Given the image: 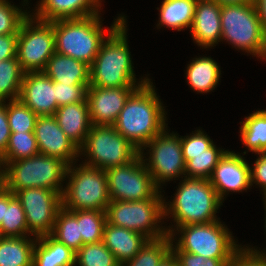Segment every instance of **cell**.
<instances>
[{"instance_id":"6","label":"cell","mask_w":266,"mask_h":266,"mask_svg":"<svg viewBox=\"0 0 266 266\" xmlns=\"http://www.w3.org/2000/svg\"><path fill=\"white\" fill-rule=\"evenodd\" d=\"M232 235L220 220L179 226L170 234L171 251H185L213 259H231L243 247Z\"/></svg>"},{"instance_id":"29","label":"cell","mask_w":266,"mask_h":266,"mask_svg":"<svg viewBox=\"0 0 266 266\" xmlns=\"http://www.w3.org/2000/svg\"><path fill=\"white\" fill-rule=\"evenodd\" d=\"M227 151L213 144L206 152L183 153L185 177L209 180L214 168Z\"/></svg>"},{"instance_id":"17","label":"cell","mask_w":266,"mask_h":266,"mask_svg":"<svg viewBox=\"0 0 266 266\" xmlns=\"http://www.w3.org/2000/svg\"><path fill=\"white\" fill-rule=\"evenodd\" d=\"M137 88L89 86L86 101L92 125L113 126L127 99Z\"/></svg>"},{"instance_id":"31","label":"cell","mask_w":266,"mask_h":266,"mask_svg":"<svg viewBox=\"0 0 266 266\" xmlns=\"http://www.w3.org/2000/svg\"><path fill=\"white\" fill-rule=\"evenodd\" d=\"M50 235L76 253L82 246L77 211H68L62 207L57 213Z\"/></svg>"},{"instance_id":"32","label":"cell","mask_w":266,"mask_h":266,"mask_svg":"<svg viewBox=\"0 0 266 266\" xmlns=\"http://www.w3.org/2000/svg\"><path fill=\"white\" fill-rule=\"evenodd\" d=\"M24 74L17 58L0 60V102L19 99Z\"/></svg>"},{"instance_id":"7","label":"cell","mask_w":266,"mask_h":266,"mask_svg":"<svg viewBox=\"0 0 266 266\" xmlns=\"http://www.w3.org/2000/svg\"><path fill=\"white\" fill-rule=\"evenodd\" d=\"M221 42L266 61V30L254 2L221 5Z\"/></svg>"},{"instance_id":"41","label":"cell","mask_w":266,"mask_h":266,"mask_svg":"<svg viewBox=\"0 0 266 266\" xmlns=\"http://www.w3.org/2000/svg\"><path fill=\"white\" fill-rule=\"evenodd\" d=\"M178 266H227L230 259H213L185 251H171Z\"/></svg>"},{"instance_id":"39","label":"cell","mask_w":266,"mask_h":266,"mask_svg":"<svg viewBox=\"0 0 266 266\" xmlns=\"http://www.w3.org/2000/svg\"><path fill=\"white\" fill-rule=\"evenodd\" d=\"M89 85H70L55 82L57 106L86 101Z\"/></svg>"},{"instance_id":"13","label":"cell","mask_w":266,"mask_h":266,"mask_svg":"<svg viewBox=\"0 0 266 266\" xmlns=\"http://www.w3.org/2000/svg\"><path fill=\"white\" fill-rule=\"evenodd\" d=\"M105 173L111 201L151 199L160 191L140 155L128 164L105 170Z\"/></svg>"},{"instance_id":"18","label":"cell","mask_w":266,"mask_h":266,"mask_svg":"<svg viewBox=\"0 0 266 266\" xmlns=\"http://www.w3.org/2000/svg\"><path fill=\"white\" fill-rule=\"evenodd\" d=\"M19 99L38 116L54 115L58 108L55 82L43 71L24 74Z\"/></svg>"},{"instance_id":"20","label":"cell","mask_w":266,"mask_h":266,"mask_svg":"<svg viewBox=\"0 0 266 266\" xmlns=\"http://www.w3.org/2000/svg\"><path fill=\"white\" fill-rule=\"evenodd\" d=\"M101 0H40L31 14L42 21L83 18L99 14Z\"/></svg>"},{"instance_id":"2","label":"cell","mask_w":266,"mask_h":266,"mask_svg":"<svg viewBox=\"0 0 266 266\" xmlns=\"http://www.w3.org/2000/svg\"><path fill=\"white\" fill-rule=\"evenodd\" d=\"M127 31L125 18L102 42L94 62L90 65L89 86L140 87L150 80L148 76L139 78L138 81L136 79Z\"/></svg>"},{"instance_id":"8","label":"cell","mask_w":266,"mask_h":266,"mask_svg":"<svg viewBox=\"0 0 266 266\" xmlns=\"http://www.w3.org/2000/svg\"><path fill=\"white\" fill-rule=\"evenodd\" d=\"M77 165V166H76ZM68 182L62 193V207L68 211H105L110 203L107 176L104 170L77 164L66 170Z\"/></svg>"},{"instance_id":"46","label":"cell","mask_w":266,"mask_h":266,"mask_svg":"<svg viewBox=\"0 0 266 266\" xmlns=\"http://www.w3.org/2000/svg\"><path fill=\"white\" fill-rule=\"evenodd\" d=\"M260 22L263 28L266 30V0H254Z\"/></svg>"},{"instance_id":"43","label":"cell","mask_w":266,"mask_h":266,"mask_svg":"<svg viewBox=\"0 0 266 266\" xmlns=\"http://www.w3.org/2000/svg\"><path fill=\"white\" fill-rule=\"evenodd\" d=\"M259 156L253 166H250L251 185L255 184L261 188L263 196L266 197V152L257 153Z\"/></svg>"},{"instance_id":"40","label":"cell","mask_w":266,"mask_h":266,"mask_svg":"<svg viewBox=\"0 0 266 266\" xmlns=\"http://www.w3.org/2000/svg\"><path fill=\"white\" fill-rule=\"evenodd\" d=\"M204 132L200 128L195 130V132L192 131L190 135L181 136L182 153L206 152V149L210 148L214 141Z\"/></svg>"},{"instance_id":"4","label":"cell","mask_w":266,"mask_h":266,"mask_svg":"<svg viewBox=\"0 0 266 266\" xmlns=\"http://www.w3.org/2000/svg\"><path fill=\"white\" fill-rule=\"evenodd\" d=\"M101 13L83 18L53 21L56 53L91 65L102 42L126 18L120 14L110 28L102 26ZM106 31V32H105Z\"/></svg>"},{"instance_id":"34","label":"cell","mask_w":266,"mask_h":266,"mask_svg":"<svg viewBox=\"0 0 266 266\" xmlns=\"http://www.w3.org/2000/svg\"><path fill=\"white\" fill-rule=\"evenodd\" d=\"M77 221L82 237V246L103 241L104 227L107 222L105 211L78 210Z\"/></svg>"},{"instance_id":"26","label":"cell","mask_w":266,"mask_h":266,"mask_svg":"<svg viewBox=\"0 0 266 266\" xmlns=\"http://www.w3.org/2000/svg\"><path fill=\"white\" fill-rule=\"evenodd\" d=\"M197 0H163L159 10L157 28L168 27L172 30L190 29Z\"/></svg>"},{"instance_id":"16","label":"cell","mask_w":266,"mask_h":266,"mask_svg":"<svg viewBox=\"0 0 266 266\" xmlns=\"http://www.w3.org/2000/svg\"><path fill=\"white\" fill-rule=\"evenodd\" d=\"M34 135L40 154L56 157L68 166L79 161V147L60 128L54 115L38 116Z\"/></svg>"},{"instance_id":"21","label":"cell","mask_w":266,"mask_h":266,"mask_svg":"<svg viewBox=\"0 0 266 266\" xmlns=\"http://www.w3.org/2000/svg\"><path fill=\"white\" fill-rule=\"evenodd\" d=\"M54 116L64 133L80 148L92 126L87 101L62 105Z\"/></svg>"},{"instance_id":"47","label":"cell","mask_w":266,"mask_h":266,"mask_svg":"<svg viewBox=\"0 0 266 266\" xmlns=\"http://www.w3.org/2000/svg\"><path fill=\"white\" fill-rule=\"evenodd\" d=\"M5 214V187L0 183V225Z\"/></svg>"},{"instance_id":"30","label":"cell","mask_w":266,"mask_h":266,"mask_svg":"<svg viewBox=\"0 0 266 266\" xmlns=\"http://www.w3.org/2000/svg\"><path fill=\"white\" fill-rule=\"evenodd\" d=\"M2 237L28 236L26 215L14 193L5 188V214L0 225Z\"/></svg>"},{"instance_id":"38","label":"cell","mask_w":266,"mask_h":266,"mask_svg":"<svg viewBox=\"0 0 266 266\" xmlns=\"http://www.w3.org/2000/svg\"><path fill=\"white\" fill-rule=\"evenodd\" d=\"M9 0H0V35L17 34L22 21L30 14V11L24 10L29 1L23 0L22 7L11 4Z\"/></svg>"},{"instance_id":"35","label":"cell","mask_w":266,"mask_h":266,"mask_svg":"<svg viewBox=\"0 0 266 266\" xmlns=\"http://www.w3.org/2000/svg\"><path fill=\"white\" fill-rule=\"evenodd\" d=\"M39 154L34 132H11L4 155L0 162H11Z\"/></svg>"},{"instance_id":"28","label":"cell","mask_w":266,"mask_h":266,"mask_svg":"<svg viewBox=\"0 0 266 266\" xmlns=\"http://www.w3.org/2000/svg\"><path fill=\"white\" fill-rule=\"evenodd\" d=\"M240 138L247 148L246 152L261 153L266 152V109L256 110L240 122Z\"/></svg>"},{"instance_id":"45","label":"cell","mask_w":266,"mask_h":266,"mask_svg":"<svg viewBox=\"0 0 266 266\" xmlns=\"http://www.w3.org/2000/svg\"><path fill=\"white\" fill-rule=\"evenodd\" d=\"M11 135L8 119L6 102H0V158L4 155Z\"/></svg>"},{"instance_id":"37","label":"cell","mask_w":266,"mask_h":266,"mask_svg":"<svg viewBox=\"0 0 266 266\" xmlns=\"http://www.w3.org/2000/svg\"><path fill=\"white\" fill-rule=\"evenodd\" d=\"M6 109L11 132H34L38 115L20 99L6 101Z\"/></svg>"},{"instance_id":"5","label":"cell","mask_w":266,"mask_h":266,"mask_svg":"<svg viewBox=\"0 0 266 266\" xmlns=\"http://www.w3.org/2000/svg\"><path fill=\"white\" fill-rule=\"evenodd\" d=\"M68 165L56 157L37 154L11 162H0V183L10 192L45 188L63 193Z\"/></svg>"},{"instance_id":"11","label":"cell","mask_w":266,"mask_h":266,"mask_svg":"<svg viewBox=\"0 0 266 266\" xmlns=\"http://www.w3.org/2000/svg\"><path fill=\"white\" fill-rule=\"evenodd\" d=\"M168 132L170 133V130L168 131L167 126L148 142L139 153L152 176L154 184L160 190H162V186L166 182L179 180L180 178L184 179L183 177H185V161L181 149V136L177 132L170 134ZM144 149H147L146 151L148 152L144 153Z\"/></svg>"},{"instance_id":"33","label":"cell","mask_w":266,"mask_h":266,"mask_svg":"<svg viewBox=\"0 0 266 266\" xmlns=\"http://www.w3.org/2000/svg\"><path fill=\"white\" fill-rule=\"evenodd\" d=\"M171 245L170 235L156 240H148L131 260L120 266H159L171 252Z\"/></svg>"},{"instance_id":"36","label":"cell","mask_w":266,"mask_h":266,"mask_svg":"<svg viewBox=\"0 0 266 266\" xmlns=\"http://www.w3.org/2000/svg\"><path fill=\"white\" fill-rule=\"evenodd\" d=\"M75 264L78 266H120L103 241L81 246L76 252Z\"/></svg>"},{"instance_id":"24","label":"cell","mask_w":266,"mask_h":266,"mask_svg":"<svg viewBox=\"0 0 266 266\" xmlns=\"http://www.w3.org/2000/svg\"><path fill=\"white\" fill-rule=\"evenodd\" d=\"M219 67L218 63L209 56L193 58L185 72L190 88L200 94L213 91L221 78L222 73Z\"/></svg>"},{"instance_id":"9","label":"cell","mask_w":266,"mask_h":266,"mask_svg":"<svg viewBox=\"0 0 266 266\" xmlns=\"http://www.w3.org/2000/svg\"><path fill=\"white\" fill-rule=\"evenodd\" d=\"M161 192L151 199L110 201L105 210L107 223L142 233L149 240L165 237L168 234L165 226H162L165 222L162 221L164 194Z\"/></svg>"},{"instance_id":"48","label":"cell","mask_w":266,"mask_h":266,"mask_svg":"<svg viewBox=\"0 0 266 266\" xmlns=\"http://www.w3.org/2000/svg\"><path fill=\"white\" fill-rule=\"evenodd\" d=\"M159 266H178L174 255L170 252L159 264Z\"/></svg>"},{"instance_id":"1","label":"cell","mask_w":266,"mask_h":266,"mask_svg":"<svg viewBox=\"0 0 266 266\" xmlns=\"http://www.w3.org/2000/svg\"><path fill=\"white\" fill-rule=\"evenodd\" d=\"M151 81L138 87L129 96L113 125L139 150L168 125L165 106Z\"/></svg>"},{"instance_id":"15","label":"cell","mask_w":266,"mask_h":266,"mask_svg":"<svg viewBox=\"0 0 266 266\" xmlns=\"http://www.w3.org/2000/svg\"><path fill=\"white\" fill-rule=\"evenodd\" d=\"M246 161L240 153L228 150L214 168L209 181L222 202L229 193L247 192L252 187L250 165Z\"/></svg>"},{"instance_id":"12","label":"cell","mask_w":266,"mask_h":266,"mask_svg":"<svg viewBox=\"0 0 266 266\" xmlns=\"http://www.w3.org/2000/svg\"><path fill=\"white\" fill-rule=\"evenodd\" d=\"M55 52L53 21L39 20L30 13L18 31L16 56L22 70L43 71Z\"/></svg>"},{"instance_id":"25","label":"cell","mask_w":266,"mask_h":266,"mask_svg":"<svg viewBox=\"0 0 266 266\" xmlns=\"http://www.w3.org/2000/svg\"><path fill=\"white\" fill-rule=\"evenodd\" d=\"M76 253L50 234L37 237L32 266H76Z\"/></svg>"},{"instance_id":"3","label":"cell","mask_w":266,"mask_h":266,"mask_svg":"<svg viewBox=\"0 0 266 266\" xmlns=\"http://www.w3.org/2000/svg\"><path fill=\"white\" fill-rule=\"evenodd\" d=\"M172 197V201L164 198L163 202L164 220L172 216L175 224L165 227L168 235L179 226L220 220L216 214L223 202L208 179L184 177Z\"/></svg>"},{"instance_id":"19","label":"cell","mask_w":266,"mask_h":266,"mask_svg":"<svg viewBox=\"0 0 266 266\" xmlns=\"http://www.w3.org/2000/svg\"><path fill=\"white\" fill-rule=\"evenodd\" d=\"M194 43L202 49L221 42V5L214 0H197L190 28Z\"/></svg>"},{"instance_id":"49","label":"cell","mask_w":266,"mask_h":266,"mask_svg":"<svg viewBox=\"0 0 266 266\" xmlns=\"http://www.w3.org/2000/svg\"><path fill=\"white\" fill-rule=\"evenodd\" d=\"M262 199H264L263 200V202H264V210H265V232H266V197H262ZM251 251H253V252H255V253H260V254H264V255H266V248H263V251L259 248V250L257 249L258 247H256V246H254V248L251 246V247H249V246H247ZM256 247V248H255Z\"/></svg>"},{"instance_id":"14","label":"cell","mask_w":266,"mask_h":266,"mask_svg":"<svg viewBox=\"0 0 266 266\" xmlns=\"http://www.w3.org/2000/svg\"><path fill=\"white\" fill-rule=\"evenodd\" d=\"M14 195L25 212L28 236L51 234L57 213L62 208V193L36 187L17 191Z\"/></svg>"},{"instance_id":"10","label":"cell","mask_w":266,"mask_h":266,"mask_svg":"<svg viewBox=\"0 0 266 266\" xmlns=\"http://www.w3.org/2000/svg\"><path fill=\"white\" fill-rule=\"evenodd\" d=\"M131 142L124 138L114 126L92 125L79 155L86 166L107 170L135 160L140 154Z\"/></svg>"},{"instance_id":"50","label":"cell","mask_w":266,"mask_h":266,"mask_svg":"<svg viewBox=\"0 0 266 266\" xmlns=\"http://www.w3.org/2000/svg\"><path fill=\"white\" fill-rule=\"evenodd\" d=\"M214 1L218 2L220 5L254 2V0H214Z\"/></svg>"},{"instance_id":"42","label":"cell","mask_w":266,"mask_h":266,"mask_svg":"<svg viewBox=\"0 0 266 266\" xmlns=\"http://www.w3.org/2000/svg\"><path fill=\"white\" fill-rule=\"evenodd\" d=\"M227 266H266V255L255 253L244 245L230 259Z\"/></svg>"},{"instance_id":"44","label":"cell","mask_w":266,"mask_h":266,"mask_svg":"<svg viewBox=\"0 0 266 266\" xmlns=\"http://www.w3.org/2000/svg\"><path fill=\"white\" fill-rule=\"evenodd\" d=\"M17 34L0 35V60L17 58Z\"/></svg>"},{"instance_id":"23","label":"cell","mask_w":266,"mask_h":266,"mask_svg":"<svg viewBox=\"0 0 266 266\" xmlns=\"http://www.w3.org/2000/svg\"><path fill=\"white\" fill-rule=\"evenodd\" d=\"M90 66L85 62L54 53L43 72L53 81L70 85H90Z\"/></svg>"},{"instance_id":"27","label":"cell","mask_w":266,"mask_h":266,"mask_svg":"<svg viewBox=\"0 0 266 266\" xmlns=\"http://www.w3.org/2000/svg\"><path fill=\"white\" fill-rule=\"evenodd\" d=\"M36 240L35 236H0V266H32Z\"/></svg>"},{"instance_id":"22","label":"cell","mask_w":266,"mask_h":266,"mask_svg":"<svg viewBox=\"0 0 266 266\" xmlns=\"http://www.w3.org/2000/svg\"><path fill=\"white\" fill-rule=\"evenodd\" d=\"M149 239L142 233L126 228L105 224L103 243L122 265L131 260Z\"/></svg>"}]
</instances>
